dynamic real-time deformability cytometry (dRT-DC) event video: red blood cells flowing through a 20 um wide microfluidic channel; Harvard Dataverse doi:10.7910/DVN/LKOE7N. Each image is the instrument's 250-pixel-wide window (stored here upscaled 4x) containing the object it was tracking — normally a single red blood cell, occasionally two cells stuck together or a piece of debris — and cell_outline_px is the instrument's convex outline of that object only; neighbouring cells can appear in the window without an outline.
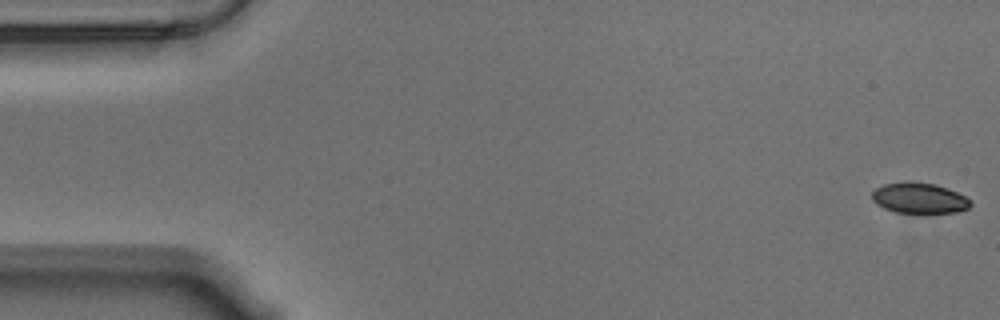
{"species": "Egyptian fruit bat (a non-hibernating species)", "species_latin": "Rousettus aegyptiacus", "temperature_condition": "warm", "stored_images_in_passage": 57, "camera_frame_rate_fps": 3000, "um_per_image_px": 0.085, "animal": {"sex": "male"}, "frame": {"image": 1, "passage_image": 1, "time_ms": 0.0, "image_size_px": [1000, 320], "cell_outline_px": [[972, 204], [968, 208], [956, 212], [896, 212], [884, 208], [876, 204], [872, 200], [872, 192], [876, 188], [884, 184], [936, 184], [948, 188], [964, 196]], "centroid_in_image_um": [78.13, 16.87], "position_along_channel_um": 6.9, "area_um2": 16.76}}
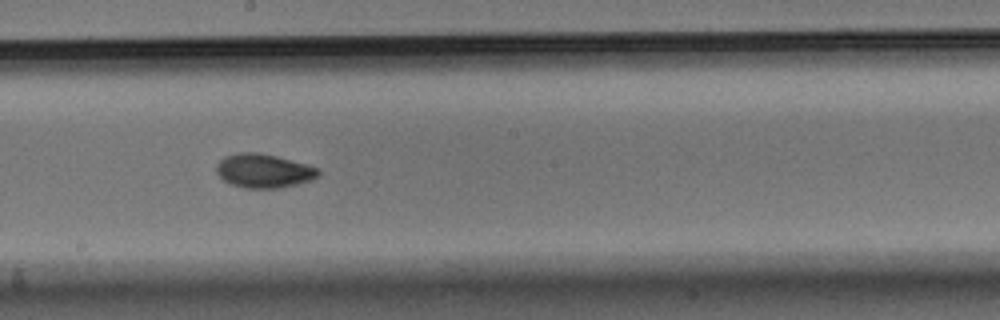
{"frame": {"image": 2, "passage_image": 31, "time_ms": 10.0, "image_size_px": [1000, 320], "cell_outline_px": [[320, 172], [312, 180], [280, 188], [244, 188], [232, 184], [224, 180], [216, 172], [216, 164], [224, 156], [240, 152], [260, 152], [276, 156], [320, 168]], "centroid_in_image_um": [22.4, 14.51], "position_along_channel_um": 225.8, "area_um2": 20.11}}
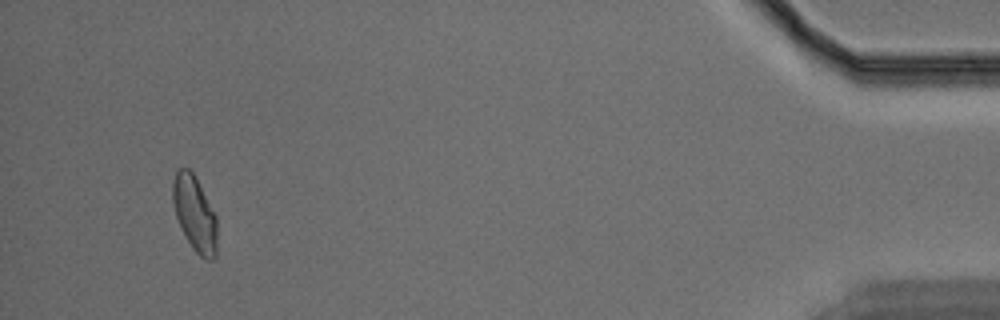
{"frame": {"image": 3, "passage_image": 54, "time_ms": 17.667, "image_size_px": [1000, 320], "cell_outline_px": [[216, 260], [204, 260], [192, 248], [176, 216], [172, 200], [172, 184], [176, 172], [180, 168], [188, 168], [192, 172], [216, 216]], "centroid_in_image_um": [16.55, 18.2], "position_along_channel_um": 418.7, "area_um2": 19.07}, "authors_computed_cell_mechanics": {"area_um2": 19.2474, "velocity_mm_per_s": 3.5194, "shape_relaxation_time_tau1_ms": 4.3288, "shape_relaxation_time_tau2_ms": 2.7461, "deformation_change_tau1": 0.1273, "deformation_change_tau2": 0.0511}}